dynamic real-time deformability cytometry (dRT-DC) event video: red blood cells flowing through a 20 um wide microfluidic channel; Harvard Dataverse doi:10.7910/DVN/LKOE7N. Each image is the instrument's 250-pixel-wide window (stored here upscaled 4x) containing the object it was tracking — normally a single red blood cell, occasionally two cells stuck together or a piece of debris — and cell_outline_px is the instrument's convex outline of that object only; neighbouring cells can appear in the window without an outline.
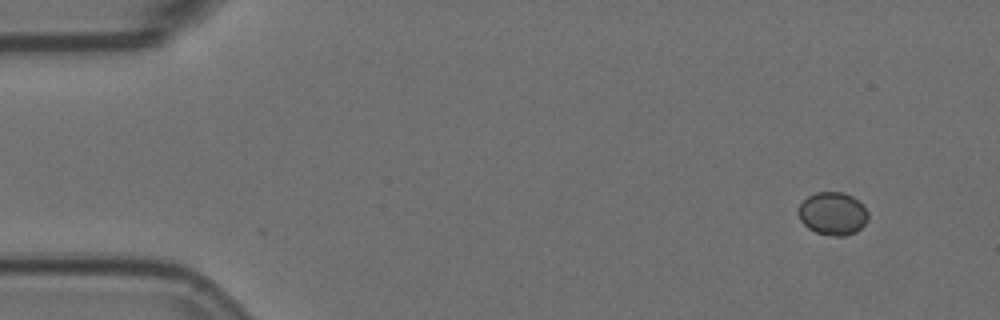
{"species": "Egyptian fruit bat (a non-hibernating species)", "species_latin": "Rousettus aegyptiacus", "temperature_condition": "room temperature", "stored_images_in_passage": 2, "camera_frame_rate_fps": 3000, "um_per_image_px": 0.085, "animal": {"sex": "female"}, "frame": {"image": 1, "passage_image": 2, "time_ms": 0.333, "image_size_px": [1000, 320], "cell_outline_px": [[868, 220], [856, 232], [844, 236], [836, 236], [816, 232], [808, 228], [800, 220], [800, 204], [808, 196], [816, 192], [844, 192], [852, 196], [868, 212]], "centroid_in_image_um": [70.79, 18.15], "position_along_channel_um": 14.2, "area_um2": 17.17}}